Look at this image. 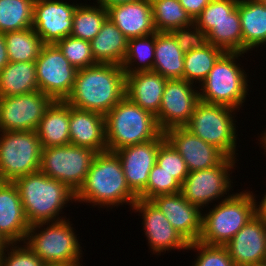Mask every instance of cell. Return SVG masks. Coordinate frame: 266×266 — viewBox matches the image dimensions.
Masks as SVG:
<instances>
[{
  "mask_svg": "<svg viewBox=\"0 0 266 266\" xmlns=\"http://www.w3.org/2000/svg\"><path fill=\"white\" fill-rule=\"evenodd\" d=\"M137 199L126 182L118 155L108 150L95 154L83 185L75 193L76 203L106 209L124 204L131 209Z\"/></svg>",
  "mask_w": 266,
  "mask_h": 266,
  "instance_id": "1",
  "label": "cell"
},
{
  "mask_svg": "<svg viewBox=\"0 0 266 266\" xmlns=\"http://www.w3.org/2000/svg\"><path fill=\"white\" fill-rule=\"evenodd\" d=\"M126 76L122 67L100 64L78 69L69 105L105 116L125 97Z\"/></svg>",
  "mask_w": 266,
  "mask_h": 266,
  "instance_id": "2",
  "label": "cell"
},
{
  "mask_svg": "<svg viewBox=\"0 0 266 266\" xmlns=\"http://www.w3.org/2000/svg\"><path fill=\"white\" fill-rule=\"evenodd\" d=\"M13 183L17 186L30 226L67 219L61 215L64 207L70 202L76 203L75 193L67 185L41 171L18 177Z\"/></svg>",
  "mask_w": 266,
  "mask_h": 266,
  "instance_id": "3",
  "label": "cell"
},
{
  "mask_svg": "<svg viewBox=\"0 0 266 266\" xmlns=\"http://www.w3.org/2000/svg\"><path fill=\"white\" fill-rule=\"evenodd\" d=\"M107 150L122 148L156 139L162 131L156 116L125 96L105 115Z\"/></svg>",
  "mask_w": 266,
  "mask_h": 266,
  "instance_id": "4",
  "label": "cell"
},
{
  "mask_svg": "<svg viewBox=\"0 0 266 266\" xmlns=\"http://www.w3.org/2000/svg\"><path fill=\"white\" fill-rule=\"evenodd\" d=\"M243 54L224 52L218 58L198 87L200 101L229 106L238 111L244 106L249 95V76L238 63L240 57H244Z\"/></svg>",
  "mask_w": 266,
  "mask_h": 266,
  "instance_id": "5",
  "label": "cell"
},
{
  "mask_svg": "<svg viewBox=\"0 0 266 266\" xmlns=\"http://www.w3.org/2000/svg\"><path fill=\"white\" fill-rule=\"evenodd\" d=\"M69 220L67 218L31 225L24 244L46 265L82 264V244Z\"/></svg>",
  "mask_w": 266,
  "mask_h": 266,
  "instance_id": "6",
  "label": "cell"
},
{
  "mask_svg": "<svg viewBox=\"0 0 266 266\" xmlns=\"http://www.w3.org/2000/svg\"><path fill=\"white\" fill-rule=\"evenodd\" d=\"M233 193L202 212V231L198 241L225 246L255 216L252 193L247 189Z\"/></svg>",
  "mask_w": 266,
  "mask_h": 266,
  "instance_id": "7",
  "label": "cell"
},
{
  "mask_svg": "<svg viewBox=\"0 0 266 266\" xmlns=\"http://www.w3.org/2000/svg\"><path fill=\"white\" fill-rule=\"evenodd\" d=\"M235 111L239 112L229 106L199 101L184 127L221 150L227 157L237 159L239 134L236 130Z\"/></svg>",
  "mask_w": 266,
  "mask_h": 266,
  "instance_id": "8",
  "label": "cell"
},
{
  "mask_svg": "<svg viewBox=\"0 0 266 266\" xmlns=\"http://www.w3.org/2000/svg\"><path fill=\"white\" fill-rule=\"evenodd\" d=\"M41 152L36 130L0 131V181L38 172Z\"/></svg>",
  "mask_w": 266,
  "mask_h": 266,
  "instance_id": "9",
  "label": "cell"
},
{
  "mask_svg": "<svg viewBox=\"0 0 266 266\" xmlns=\"http://www.w3.org/2000/svg\"><path fill=\"white\" fill-rule=\"evenodd\" d=\"M96 153L91 148L72 144L42 148L39 171L76 193L83 185Z\"/></svg>",
  "mask_w": 266,
  "mask_h": 266,
  "instance_id": "10",
  "label": "cell"
},
{
  "mask_svg": "<svg viewBox=\"0 0 266 266\" xmlns=\"http://www.w3.org/2000/svg\"><path fill=\"white\" fill-rule=\"evenodd\" d=\"M237 161L239 160L227 157L212 168L189 172L181 185L183 197L202 211L213 201L228 198L232 195L229 190L233 188L230 174L237 167Z\"/></svg>",
  "mask_w": 266,
  "mask_h": 266,
  "instance_id": "11",
  "label": "cell"
},
{
  "mask_svg": "<svg viewBox=\"0 0 266 266\" xmlns=\"http://www.w3.org/2000/svg\"><path fill=\"white\" fill-rule=\"evenodd\" d=\"M39 91L53 100L65 101L71 94L78 69L56 44H44L35 61Z\"/></svg>",
  "mask_w": 266,
  "mask_h": 266,
  "instance_id": "12",
  "label": "cell"
},
{
  "mask_svg": "<svg viewBox=\"0 0 266 266\" xmlns=\"http://www.w3.org/2000/svg\"><path fill=\"white\" fill-rule=\"evenodd\" d=\"M53 101L50 96L39 90L0 97V131L36 130L46 109Z\"/></svg>",
  "mask_w": 266,
  "mask_h": 266,
  "instance_id": "13",
  "label": "cell"
},
{
  "mask_svg": "<svg viewBox=\"0 0 266 266\" xmlns=\"http://www.w3.org/2000/svg\"><path fill=\"white\" fill-rule=\"evenodd\" d=\"M197 89V85L184 79L167 80L159 112L155 115L163 133L170 128L184 127L188 123L200 101Z\"/></svg>",
  "mask_w": 266,
  "mask_h": 266,
  "instance_id": "14",
  "label": "cell"
},
{
  "mask_svg": "<svg viewBox=\"0 0 266 266\" xmlns=\"http://www.w3.org/2000/svg\"><path fill=\"white\" fill-rule=\"evenodd\" d=\"M134 213L142 216V225L149 250L152 255L167 253L169 250H187L189 243L172 227L165 215L151 200L138 198L131 207Z\"/></svg>",
  "mask_w": 266,
  "mask_h": 266,
  "instance_id": "15",
  "label": "cell"
},
{
  "mask_svg": "<svg viewBox=\"0 0 266 266\" xmlns=\"http://www.w3.org/2000/svg\"><path fill=\"white\" fill-rule=\"evenodd\" d=\"M78 4L65 0H35L32 28L43 44H56L70 36Z\"/></svg>",
  "mask_w": 266,
  "mask_h": 266,
  "instance_id": "16",
  "label": "cell"
},
{
  "mask_svg": "<svg viewBox=\"0 0 266 266\" xmlns=\"http://www.w3.org/2000/svg\"><path fill=\"white\" fill-rule=\"evenodd\" d=\"M165 140L162 132L156 139L116 150L126 182L138 197L147 187L150 171L156 164L160 144Z\"/></svg>",
  "mask_w": 266,
  "mask_h": 266,
  "instance_id": "17",
  "label": "cell"
},
{
  "mask_svg": "<svg viewBox=\"0 0 266 266\" xmlns=\"http://www.w3.org/2000/svg\"><path fill=\"white\" fill-rule=\"evenodd\" d=\"M164 135L185 160L189 172L212 168L227 158L221 150L195 136L185 127L170 128Z\"/></svg>",
  "mask_w": 266,
  "mask_h": 266,
  "instance_id": "18",
  "label": "cell"
},
{
  "mask_svg": "<svg viewBox=\"0 0 266 266\" xmlns=\"http://www.w3.org/2000/svg\"><path fill=\"white\" fill-rule=\"evenodd\" d=\"M151 201L189 244L199 240L202 231V210L188 202L181 192L158 195Z\"/></svg>",
  "mask_w": 266,
  "mask_h": 266,
  "instance_id": "19",
  "label": "cell"
},
{
  "mask_svg": "<svg viewBox=\"0 0 266 266\" xmlns=\"http://www.w3.org/2000/svg\"><path fill=\"white\" fill-rule=\"evenodd\" d=\"M234 266H248L266 261V224L252 218L226 245Z\"/></svg>",
  "mask_w": 266,
  "mask_h": 266,
  "instance_id": "20",
  "label": "cell"
},
{
  "mask_svg": "<svg viewBox=\"0 0 266 266\" xmlns=\"http://www.w3.org/2000/svg\"><path fill=\"white\" fill-rule=\"evenodd\" d=\"M29 227L17 186L0 181V236L7 243H24Z\"/></svg>",
  "mask_w": 266,
  "mask_h": 266,
  "instance_id": "21",
  "label": "cell"
},
{
  "mask_svg": "<svg viewBox=\"0 0 266 266\" xmlns=\"http://www.w3.org/2000/svg\"><path fill=\"white\" fill-rule=\"evenodd\" d=\"M70 144L91 148L96 152L107 150L105 116L69 105Z\"/></svg>",
  "mask_w": 266,
  "mask_h": 266,
  "instance_id": "22",
  "label": "cell"
},
{
  "mask_svg": "<svg viewBox=\"0 0 266 266\" xmlns=\"http://www.w3.org/2000/svg\"><path fill=\"white\" fill-rule=\"evenodd\" d=\"M106 9L108 18L121 30L128 40L156 32L150 0H138L131 3L114 5Z\"/></svg>",
  "mask_w": 266,
  "mask_h": 266,
  "instance_id": "23",
  "label": "cell"
},
{
  "mask_svg": "<svg viewBox=\"0 0 266 266\" xmlns=\"http://www.w3.org/2000/svg\"><path fill=\"white\" fill-rule=\"evenodd\" d=\"M125 76V96L142 109L156 115L168 79L155 71L136 72Z\"/></svg>",
  "mask_w": 266,
  "mask_h": 266,
  "instance_id": "24",
  "label": "cell"
},
{
  "mask_svg": "<svg viewBox=\"0 0 266 266\" xmlns=\"http://www.w3.org/2000/svg\"><path fill=\"white\" fill-rule=\"evenodd\" d=\"M36 133L42 148L69 145V104L54 100L46 109Z\"/></svg>",
  "mask_w": 266,
  "mask_h": 266,
  "instance_id": "25",
  "label": "cell"
},
{
  "mask_svg": "<svg viewBox=\"0 0 266 266\" xmlns=\"http://www.w3.org/2000/svg\"><path fill=\"white\" fill-rule=\"evenodd\" d=\"M238 11L245 55L266 45V7L260 0H239Z\"/></svg>",
  "mask_w": 266,
  "mask_h": 266,
  "instance_id": "26",
  "label": "cell"
},
{
  "mask_svg": "<svg viewBox=\"0 0 266 266\" xmlns=\"http://www.w3.org/2000/svg\"><path fill=\"white\" fill-rule=\"evenodd\" d=\"M90 45L96 63L121 66L127 53L128 39L107 18L97 36L90 41Z\"/></svg>",
  "mask_w": 266,
  "mask_h": 266,
  "instance_id": "27",
  "label": "cell"
},
{
  "mask_svg": "<svg viewBox=\"0 0 266 266\" xmlns=\"http://www.w3.org/2000/svg\"><path fill=\"white\" fill-rule=\"evenodd\" d=\"M152 71L167 79H183L184 53L171 32H156Z\"/></svg>",
  "mask_w": 266,
  "mask_h": 266,
  "instance_id": "28",
  "label": "cell"
},
{
  "mask_svg": "<svg viewBox=\"0 0 266 266\" xmlns=\"http://www.w3.org/2000/svg\"><path fill=\"white\" fill-rule=\"evenodd\" d=\"M35 61L9 62L0 71V97L38 91Z\"/></svg>",
  "mask_w": 266,
  "mask_h": 266,
  "instance_id": "29",
  "label": "cell"
},
{
  "mask_svg": "<svg viewBox=\"0 0 266 266\" xmlns=\"http://www.w3.org/2000/svg\"><path fill=\"white\" fill-rule=\"evenodd\" d=\"M208 43L221 48L224 52L243 53V37L238 6L229 17L219 20L206 34Z\"/></svg>",
  "mask_w": 266,
  "mask_h": 266,
  "instance_id": "30",
  "label": "cell"
},
{
  "mask_svg": "<svg viewBox=\"0 0 266 266\" xmlns=\"http://www.w3.org/2000/svg\"><path fill=\"white\" fill-rule=\"evenodd\" d=\"M5 41L9 62L36 61L44 45L32 27L6 32Z\"/></svg>",
  "mask_w": 266,
  "mask_h": 266,
  "instance_id": "31",
  "label": "cell"
},
{
  "mask_svg": "<svg viewBox=\"0 0 266 266\" xmlns=\"http://www.w3.org/2000/svg\"><path fill=\"white\" fill-rule=\"evenodd\" d=\"M155 44L156 32L147 36L129 39L127 53L121 64L125 74L152 71Z\"/></svg>",
  "mask_w": 266,
  "mask_h": 266,
  "instance_id": "32",
  "label": "cell"
},
{
  "mask_svg": "<svg viewBox=\"0 0 266 266\" xmlns=\"http://www.w3.org/2000/svg\"><path fill=\"white\" fill-rule=\"evenodd\" d=\"M108 18L107 9L93 3H79L73 16L71 36L91 41L97 36L105 20Z\"/></svg>",
  "mask_w": 266,
  "mask_h": 266,
  "instance_id": "33",
  "label": "cell"
},
{
  "mask_svg": "<svg viewBox=\"0 0 266 266\" xmlns=\"http://www.w3.org/2000/svg\"><path fill=\"white\" fill-rule=\"evenodd\" d=\"M223 53L221 48L208 43L200 50L184 54L183 79L195 85L199 83V87Z\"/></svg>",
  "mask_w": 266,
  "mask_h": 266,
  "instance_id": "34",
  "label": "cell"
},
{
  "mask_svg": "<svg viewBox=\"0 0 266 266\" xmlns=\"http://www.w3.org/2000/svg\"><path fill=\"white\" fill-rule=\"evenodd\" d=\"M156 32L172 30L194 23L179 0H150Z\"/></svg>",
  "mask_w": 266,
  "mask_h": 266,
  "instance_id": "35",
  "label": "cell"
},
{
  "mask_svg": "<svg viewBox=\"0 0 266 266\" xmlns=\"http://www.w3.org/2000/svg\"><path fill=\"white\" fill-rule=\"evenodd\" d=\"M35 0H0V32L32 27Z\"/></svg>",
  "mask_w": 266,
  "mask_h": 266,
  "instance_id": "36",
  "label": "cell"
},
{
  "mask_svg": "<svg viewBox=\"0 0 266 266\" xmlns=\"http://www.w3.org/2000/svg\"><path fill=\"white\" fill-rule=\"evenodd\" d=\"M66 59L77 69L97 64L92 55L90 41L67 36L56 43Z\"/></svg>",
  "mask_w": 266,
  "mask_h": 266,
  "instance_id": "37",
  "label": "cell"
},
{
  "mask_svg": "<svg viewBox=\"0 0 266 266\" xmlns=\"http://www.w3.org/2000/svg\"><path fill=\"white\" fill-rule=\"evenodd\" d=\"M179 192H181V184L171 174L161 170L158 164H155L150 171L147 187L138 198L151 200L158 195Z\"/></svg>",
  "mask_w": 266,
  "mask_h": 266,
  "instance_id": "38",
  "label": "cell"
},
{
  "mask_svg": "<svg viewBox=\"0 0 266 266\" xmlns=\"http://www.w3.org/2000/svg\"><path fill=\"white\" fill-rule=\"evenodd\" d=\"M156 164L181 185L189 174L185 160L166 139L159 146Z\"/></svg>",
  "mask_w": 266,
  "mask_h": 266,
  "instance_id": "39",
  "label": "cell"
},
{
  "mask_svg": "<svg viewBox=\"0 0 266 266\" xmlns=\"http://www.w3.org/2000/svg\"><path fill=\"white\" fill-rule=\"evenodd\" d=\"M187 250L198 253L192 266H234L225 246L208 245L196 241L190 243Z\"/></svg>",
  "mask_w": 266,
  "mask_h": 266,
  "instance_id": "40",
  "label": "cell"
},
{
  "mask_svg": "<svg viewBox=\"0 0 266 266\" xmlns=\"http://www.w3.org/2000/svg\"><path fill=\"white\" fill-rule=\"evenodd\" d=\"M239 0H210L194 23L207 34L219 20L229 17Z\"/></svg>",
  "mask_w": 266,
  "mask_h": 266,
  "instance_id": "41",
  "label": "cell"
},
{
  "mask_svg": "<svg viewBox=\"0 0 266 266\" xmlns=\"http://www.w3.org/2000/svg\"><path fill=\"white\" fill-rule=\"evenodd\" d=\"M45 265L46 264L24 243H8L5 249L0 253V266Z\"/></svg>",
  "mask_w": 266,
  "mask_h": 266,
  "instance_id": "42",
  "label": "cell"
},
{
  "mask_svg": "<svg viewBox=\"0 0 266 266\" xmlns=\"http://www.w3.org/2000/svg\"><path fill=\"white\" fill-rule=\"evenodd\" d=\"M184 54L200 50L208 44L207 35L195 23L171 31Z\"/></svg>",
  "mask_w": 266,
  "mask_h": 266,
  "instance_id": "43",
  "label": "cell"
},
{
  "mask_svg": "<svg viewBox=\"0 0 266 266\" xmlns=\"http://www.w3.org/2000/svg\"><path fill=\"white\" fill-rule=\"evenodd\" d=\"M179 2L184 10L195 21L203 9L209 4L210 0H179Z\"/></svg>",
  "mask_w": 266,
  "mask_h": 266,
  "instance_id": "44",
  "label": "cell"
},
{
  "mask_svg": "<svg viewBox=\"0 0 266 266\" xmlns=\"http://www.w3.org/2000/svg\"><path fill=\"white\" fill-rule=\"evenodd\" d=\"M253 197H254V206H255V216L262 220L266 224V193H264L263 197L261 198V202H257L256 200V194H253L251 191Z\"/></svg>",
  "mask_w": 266,
  "mask_h": 266,
  "instance_id": "45",
  "label": "cell"
},
{
  "mask_svg": "<svg viewBox=\"0 0 266 266\" xmlns=\"http://www.w3.org/2000/svg\"><path fill=\"white\" fill-rule=\"evenodd\" d=\"M9 63L5 33L0 32V71Z\"/></svg>",
  "mask_w": 266,
  "mask_h": 266,
  "instance_id": "46",
  "label": "cell"
},
{
  "mask_svg": "<svg viewBox=\"0 0 266 266\" xmlns=\"http://www.w3.org/2000/svg\"><path fill=\"white\" fill-rule=\"evenodd\" d=\"M138 0H96L94 2H97L96 4L102 5L105 8L114 6V5H119V4H124V3H131L135 2Z\"/></svg>",
  "mask_w": 266,
  "mask_h": 266,
  "instance_id": "47",
  "label": "cell"
},
{
  "mask_svg": "<svg viewBox=\"0 0 266 266\" xmlns=\"http://www.w3.org/2000/svg\"><path fill=\"white\" fill-rule=\"evenodd\" d=\"M262 132L263 133L260 134L261 136L259 135V139L258 140H259L260 143H258V144L261 145L262 149L263 148L265 149L264 152L266 153V130L262 131Z\"/></svg>",
  "mask_w": 266,
  "mask_h": 266,
  "instance_id": "48",
  "label": "cell"
},
{
  "mask_svg": "<svg viewBox=\"0 0 266 266\" xmlns=\"http://www.w3.org/2000/svg\"><path fill=\"white\" fill-rule=\"evenodd\" d=\"M7 244L8 243L0 236V253L5 249Z\"/></svg>",
  "mask_w": 266,
  "mask_h": 266,
  "instance_id": "49",
  "label": "cell"
},
{
  "mask_svg": "<svg viewBox=\"0 0 266 266\" xmlns=\"http://www.w3.org/2000/svg\"><path fill=\"white\" fill-rule=\"evenodd\" d=\"M45 266H83L82 264H57V265H45Z\"/></svg>",
  "mask_w": 266,
  "mask_h": 266,
  "instance_id": "50",
  "label": "cell"
},
{
  "mask_svg": "<svg viewBox=\"0 0 266 266\" xmlns=\"http://www.w3.org/2000/svg\"><path fill=\"white\" fill-rule=\"evenodd\" d=\"M248 266H266V261L259 263V264H254V265H248Z\"/></svg>",
  "mask_w": 266,
  "mask_h": 266,
  "instance_id": "51",
  "label": "cell"
},
{
  "mask_svg": "<svg viewBox=\"0 0 266 266\" xmlns=\"http://www.w3.org/2000/svg\"><path fill=\"white\" fill-rule=\"evenodd\" d=\"M260 1L266 7V0H260Z\"/></svg>",
  "mask_w": 266,
  "mask_h": 266,
  "instance_id": "52",
  "label": "cell"
}]
</instances>
